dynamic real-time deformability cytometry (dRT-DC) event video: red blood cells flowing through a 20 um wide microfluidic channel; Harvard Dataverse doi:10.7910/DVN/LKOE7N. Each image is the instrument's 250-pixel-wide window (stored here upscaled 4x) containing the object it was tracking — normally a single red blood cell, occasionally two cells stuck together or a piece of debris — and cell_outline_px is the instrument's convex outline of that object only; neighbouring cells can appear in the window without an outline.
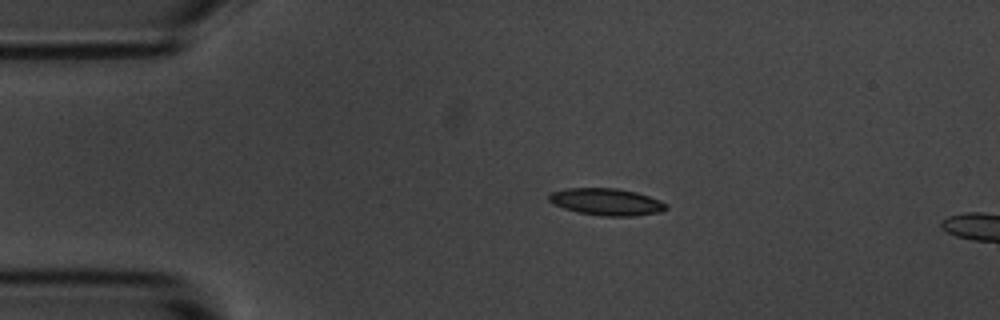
{"species": "common noctule bat (a hibernating species)", "species_latin": "Nyctalus noctula", "temperature_condition": "room temperature", "stored_images_in_passage": 2, "camera_frame_rate_fps": 3000, "um_per_image_px": 0.085, "animal": {"sex": "male", "body_mass_g": 20.1, "forearm_length_mm": 53.5}, "frame": {"image": 1, "passage_image": 1, "time_ms": 0.0, "image_size_px": [1000, 320], "cell_outline_px": [[668, 208], [660, 212], [632, 216], [604, 216], [580, 212], [564, 208], [552, 204], [548, 200], [548, 196], [552, 192], [564, 188], [616, 188], [636, 192], [660, 200], [668, 204]], "centroid_in_image_um": [51.55, 17.15], "position_along_channel_um": 33.4, "area_um2": 18.38}}